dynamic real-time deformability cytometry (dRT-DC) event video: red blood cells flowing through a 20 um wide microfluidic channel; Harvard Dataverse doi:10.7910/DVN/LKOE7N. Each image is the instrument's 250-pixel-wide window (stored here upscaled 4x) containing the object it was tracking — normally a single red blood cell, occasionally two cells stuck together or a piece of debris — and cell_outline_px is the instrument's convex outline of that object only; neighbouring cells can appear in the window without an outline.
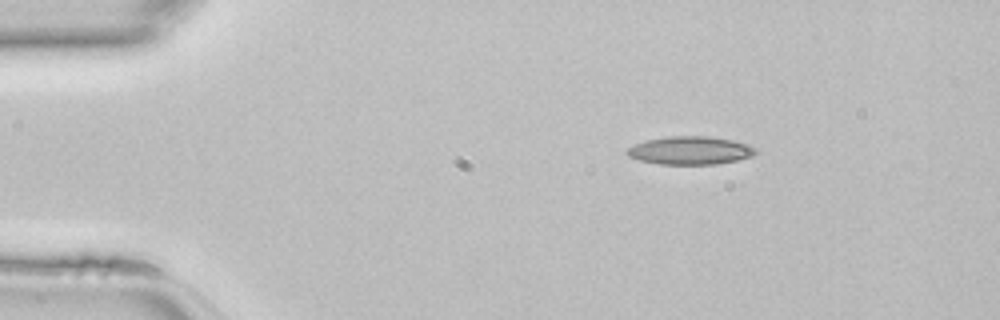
{"species": "common noctule bat (a hibernating species)", "species_latin": "Nyctalus noctula", "temperature_condition": "room temperature", "stored_images_in_passage": 39, "camera_frame_rate_fps": 3000, "um_per_image_px": 0.085, "animal": {"sex": "female", "body_mass_g": 22.7, "forearm_length_mm": 54.2}, "frame": {"image": 1, "passage_image": 1, "time_ms": 0.0, "image_size_px": [1000, 320], "cell_outline_px": [[756, 152], [752, 156], [736, 160], [716, 164], [660, 164], [640, 160], [628, 156], [624, 152], [628, 148], [636, 144], [648, 140], [668, 136], [708, 136], [732, 140], [748, 144], [756, 148]], "centroid_in_image_um": [58.67, 12.79], "position_along_channel_um": 26.3, "area_um2": 20.92}}
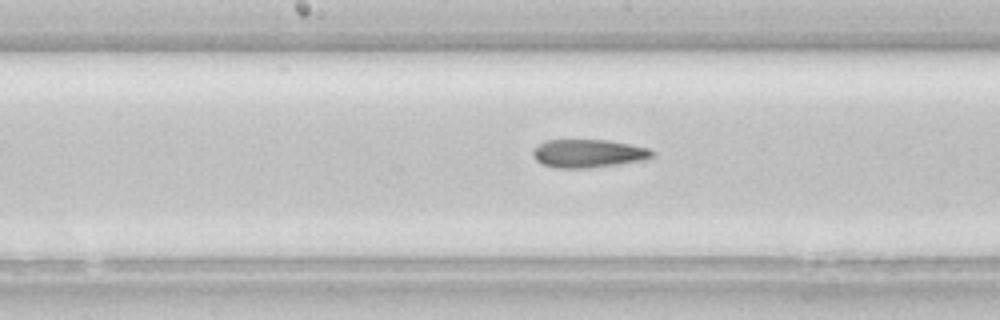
{"frame": {"image": 2, "passage_image": 17, "time_ms": 5.333, "image_size_px": [1000, 320], "cell_outline_px": [[652, 156], [648, 160], [584, 168], [556, 168], [544, 164], [536, 160], [532, 156], [532, 152], [544, 140], [608, 140], [648, 148], [652, 152]], "centroid_in_image_um": [49.99, 13.04], "position_along_channel_um": 198.2, "area_um2": 19.36}}
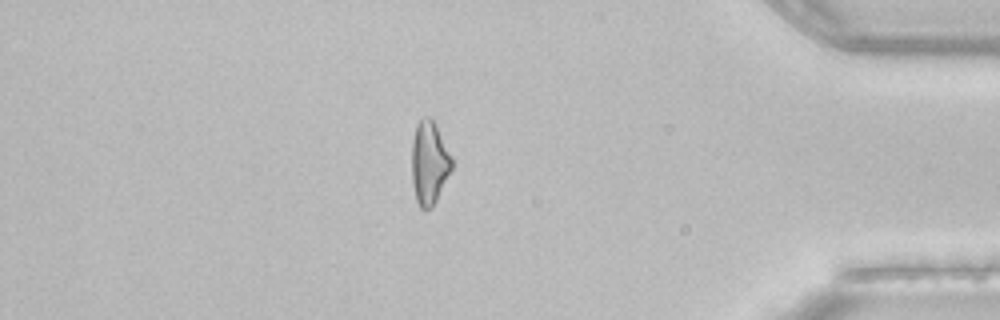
{"frame": {"image": 3, "passage_image": 33, "time_ms": 10.667, "image_size_px": [1000, 320], "cell_outline_px": [[452, 168], [432, 208], [420, 208], [416, 200], [412, 184], [412, 144], [416, 124], [424, 116], [428, 116], [436, 124], [452, 156]], "centroid_in_image_um": [36.48, 13.82], "position_along_channel_um": 398.7, "area_um2": 19.36}}